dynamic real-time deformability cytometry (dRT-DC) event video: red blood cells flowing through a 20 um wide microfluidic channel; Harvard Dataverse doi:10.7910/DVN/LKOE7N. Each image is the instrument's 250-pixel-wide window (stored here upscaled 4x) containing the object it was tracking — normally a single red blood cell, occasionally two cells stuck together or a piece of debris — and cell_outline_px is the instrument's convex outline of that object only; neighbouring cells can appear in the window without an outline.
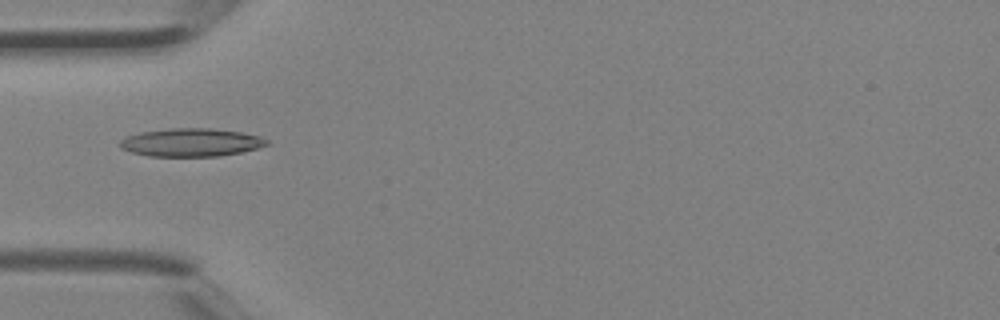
{"species": "Egyptian fruit bat (a non-hibernating species)", "species_latin": "Rousettus aegyptiacus", "temperature_condition": "room temperature", "stored_images_in_passage": 1, "camera_frame_rate_fps": 3000, "um_per_image_px": 0.085, "animal": {"sex": "female"}, "frame": {"image": 1, "passage_image": 1, "time_ms": 0.0, "image_size_px": [1000, 320], "cell_outline_px": [[272, 144], [240, 152], [220, 156], [148, 156], [132, 152], [120, 148], [120, 140], [124, 136], [140, 132], [172, 128], [212, 128], [240, 132], [260, 136], [268, 140]], "centroid_in_image_um": [16.24, 12.1], "position_along_channel_um": 68.8, "area_um2": 24.16}}